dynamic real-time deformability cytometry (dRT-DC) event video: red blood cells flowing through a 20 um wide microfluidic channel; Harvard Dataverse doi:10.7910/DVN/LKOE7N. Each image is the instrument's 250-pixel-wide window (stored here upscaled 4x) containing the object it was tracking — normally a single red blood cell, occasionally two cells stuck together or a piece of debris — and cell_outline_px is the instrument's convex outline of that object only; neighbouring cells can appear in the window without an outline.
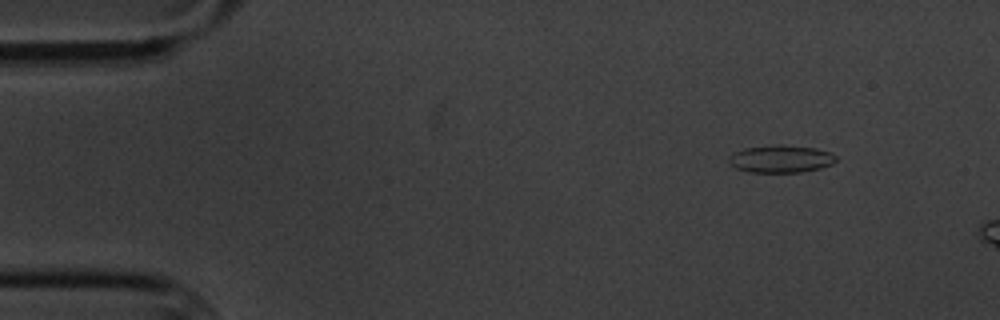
{"species": "common noctule bat (a hibernating species)", "species_latin": "Nyctalus noctula", "temperature_condition": "cold", "stored_images_in_passage": 5, "camera_frame_rate_fps": 3000, "um_per_image_px": 0.085, "animal": {"sex": "male", "body_mass_g": 20.1, "forearm_length_mm": 53.5}, "frame": {"image": 1, "passage_image": 2, "time_ms": 1.333, "image_size_px": [1000, 320], "cell_outline_px": [[836, 160], [832, 164], [820, 168], [800, 172], [748, 172], [736, 168], [728, 160], [728, 156], [744, 148], [816, 148], [828, 152], [836, 156]], "centroid_in_image_um": [66.37, 13.57], "position_along_channel_um": 18.6, "area_um2": 16.01}}